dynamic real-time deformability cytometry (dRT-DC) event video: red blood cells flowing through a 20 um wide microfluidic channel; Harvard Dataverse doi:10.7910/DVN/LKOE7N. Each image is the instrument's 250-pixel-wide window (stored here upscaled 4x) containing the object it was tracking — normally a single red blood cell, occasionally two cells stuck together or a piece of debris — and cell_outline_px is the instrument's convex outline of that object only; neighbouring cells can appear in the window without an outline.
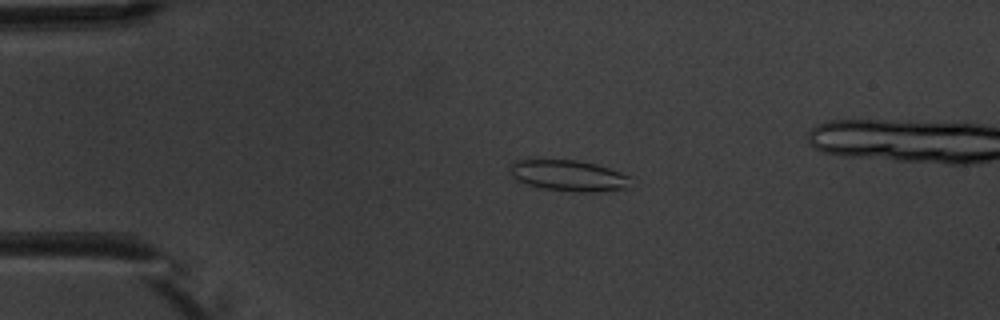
{"species": "common noctule bat (a hibernating species)", "species_latin": "Nyctalus noctula", "temperature_condition": "warm", "stored_images_in_passage": 6, "camera_frame_rate_fps": 3000, "um_per_image_px": 0.085, "animal": {"sex": "male", "body_mass_g": 20.1, "forearm_length_mm": 53.5}, "frame": {"image": 1, "passage_image": 4, "time_ms": 3.667, "image_size_px": [1000, 320], "cell_outline_px": [[632, 188], [596, 192], [576, 192], [540, 188], [524, 184], [516, 180], [508, 172], [512, 164], [516, 160], [576, 160], [596, 164], [620, 172], [628, 176]], "centroid_in_image_um": [48.32, 14.95], "position_along_channel_um": 36.7, "area_um2": 22.02}}